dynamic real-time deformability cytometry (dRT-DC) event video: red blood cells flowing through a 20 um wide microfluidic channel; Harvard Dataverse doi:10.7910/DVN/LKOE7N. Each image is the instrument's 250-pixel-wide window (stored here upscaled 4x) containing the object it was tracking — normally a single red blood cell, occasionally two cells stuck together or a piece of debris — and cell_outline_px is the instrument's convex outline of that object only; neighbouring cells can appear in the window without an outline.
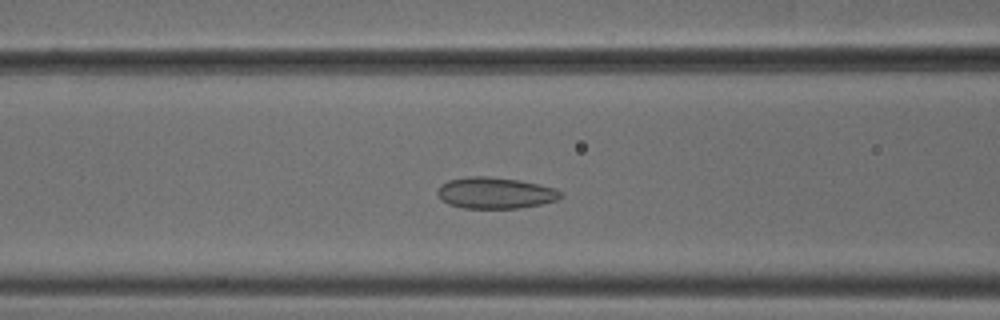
{"species": "common noctule bat (a hibernating species)", "species_latin": "Nyctalus noctula", "temperature_condition": "cold", "stored_images_in_passage": 47, "camera_frame_rate_fps": 3000, "um_per_image_px": 0.085, "animal": {"sex": "male", "body_mass_g": 18.8}, "frame": {"image": 1, "passage_image": 16, "time_ms": 5.0, "image_size_px": [1000, 320], "cell_outline_px": [[564, 196], [556, 200], [540, 204], [516, 208], [464, 208], [448, 204], [440, 200], [436, 192], [440, 184], [448, 180], [468, 176], [484, 176], [520, 180], [556, 188], [564, 192]], "centroid_in_image_um": [42.08, 16.39], "position_along_channel_um": 124.5, "area_um2": 22.66}}
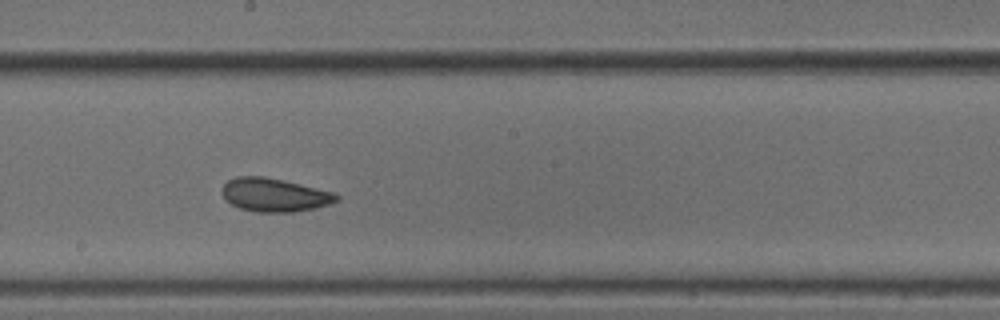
{"frame": {"image": 2, "passage_image": 24, "time_ms": 7.667, "image_size_px": [1000, 320], "cell_outline_px": [[340, 200], [316, 208], [292, 212], [256, 212], [240, 208], [232, 204], [224, 196], [224, 184], [228, 180], [236, 176], [264, 176], [300, 184], [332, 192], [340, 196]], "centroid_in_image_um": [23.35, 16.57], "position_along_channel_um": 224.8, "area_um2": 22.02}}
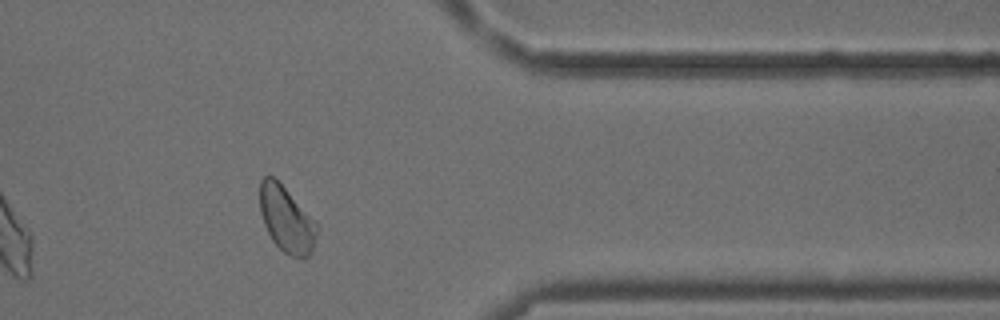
{"frame": {"image": 3, "passage_image": 38, "time_ms": 12.333, "image_size_px": [1000, 320], "cell_outline_px": [[320, 228], [312, 252], [308, 256], [292, 256], [284, 252], [272, 240], [264, 224], [260, 212], [260, 180], [264, 176], [272, 176], [320, 224]], "centroid_in_image_um": [24.39, 18.66], "position_along_channel_um": 387.0, "area_um2": 21.85}, "authors_computed_cell_mechanics": {"area_um2": 22.4264, "velocity_mm_per_s": 3.7676, "shape_relaxation_time_tau1_ms": 5.4951, "shape_relaxation_time_tau2_ms": 1.5387, "deformation_change_tau1": 0.0632, "deformation_change_tau2": 0.0641}}